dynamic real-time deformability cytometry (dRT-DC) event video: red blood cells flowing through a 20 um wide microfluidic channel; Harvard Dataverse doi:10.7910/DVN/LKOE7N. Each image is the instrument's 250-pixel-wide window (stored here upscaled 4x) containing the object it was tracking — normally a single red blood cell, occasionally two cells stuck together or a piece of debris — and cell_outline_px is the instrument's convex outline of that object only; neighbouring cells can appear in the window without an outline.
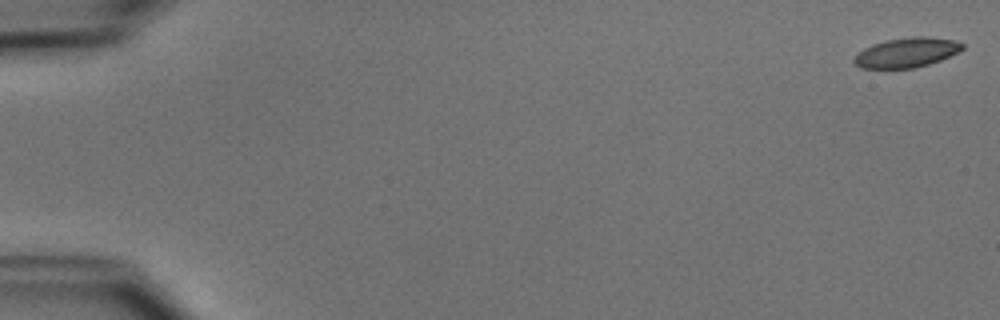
{"species": "common noctule bat (a hibernating species)", "species_latin": "Nyctalus noctula", "temperature_condition": "cold", "stored_images_in_passage": 52, "camera_frame_rate_fps": 3000, "um_per_image_px": 0.085, "animal": {"sex": "male", "body_mass_g": 15.6}, "frame": {"image": 1, "passage_image": 1, "time_ms": 0.0, "image_size_px": [1000, 320], "cell_outline_px": [[964, 48], [940, 60], [928, 64], [912, 68], [860, 68], [852, 60], [864, 48], [872, 44], [888, 40], [912, 36], [924, 36], [952, 40], [964, 44]], "centroid_in_image_um": [77.04, 4.46], "position_along_channel_um": 8.0, "area_um2": 18.38}}
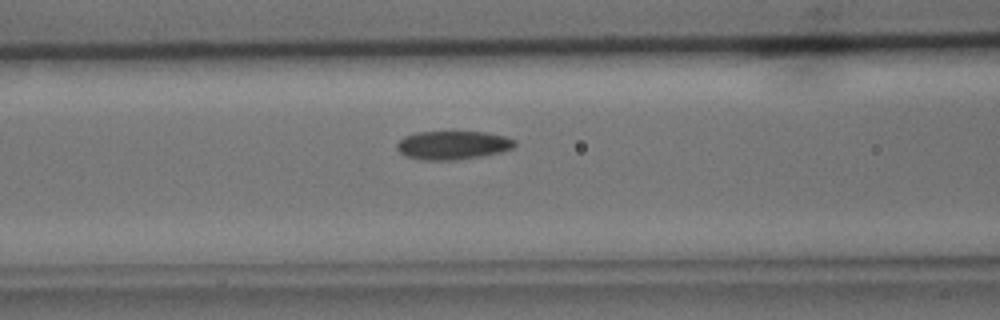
{"frame": {"image": 2, "passage_image": 22, "time_ms": 7.0, "image_size_px": [1000, 320], "cell_outline_px": [[516, 144], [512, 148], [500, 152], [484, 156], [456, 160], [424, 160], [404, 156], [396, 148], [396, 144], [404, 136], [416, 132], [484, 132], [504, 136], [516, 140]], "centroid_in_image_um": [38.47, 12.34], "position_along_channel_um": 128.1, "area_um2": 19.71}}
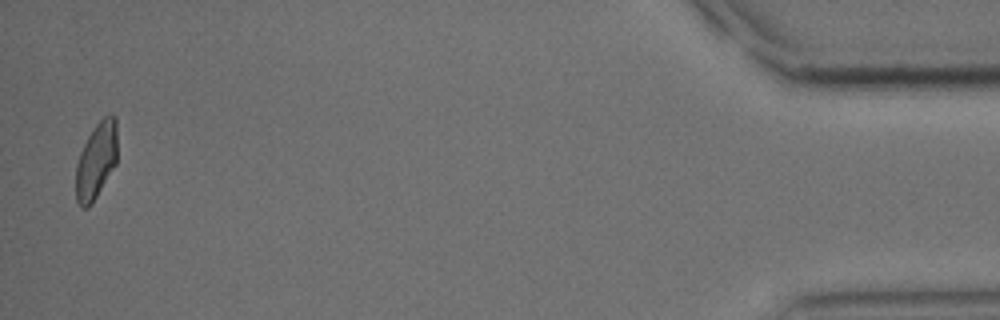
{"frame": {"image": 3, "passage_image": 51, "time_ms": 16.667, "image_size_px": [1000, 320], "cell_outline_px": [[116, 164], [92, 204], [88, 208], [80, 208], [76, 200], [76, 164], [80, 152], [92, 128], [104, 116], [112, 112], [116, 116]], "centroid_in_image_um": [8.17, 13.66], "position_along_channel_um": 427.0, "area_um2": 18.61}, "authors_computed_cell_mechanics": {"area_um2": 19.4786, "velocity_mm_per_s": 3.9251, "shape_relaxation_time_tau1_ms": 3.5252, "shape_relaxation_time_tau2_ms": 3.5386, "deformation_change_tau1": 0.0996, "deformation_change_tau2": 0.078}}